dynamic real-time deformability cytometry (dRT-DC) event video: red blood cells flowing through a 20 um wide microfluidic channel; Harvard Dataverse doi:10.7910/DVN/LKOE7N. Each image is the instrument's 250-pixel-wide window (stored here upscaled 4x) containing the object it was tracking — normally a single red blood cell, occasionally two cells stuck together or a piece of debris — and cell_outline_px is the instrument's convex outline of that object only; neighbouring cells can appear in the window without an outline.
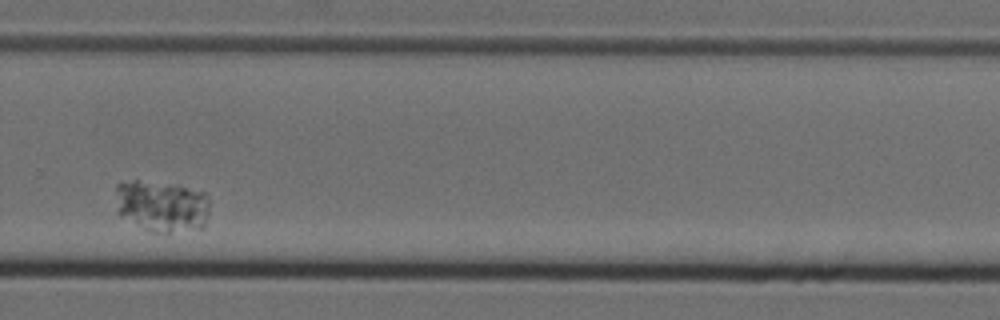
{"species": "Egyptian fruit bat (a non-hibernating species)", "species_latin": "Rousettus aegyptiacus", "temperature_condition": "cold", "stored_images_in_passage": 13, "camera_frame_rate_fps": 3000, "um_per_image_px": 0.085, "animal": {"sex": "female"}, "frame": {"image": 1, "passage_image": 10, "time_ms": 3.0, "image_size_px": [1000, 320], "cell_outline_px": [[208, 216], [204, 228], [168, 232], [152, 232], [120, 216], [116, 212], [116, 184], [132, 180], [136, 180], [168, 184], [204, 192], [208, 196]], "centroid_in_image_um": [13.74, 17.52], "position_along_channel_um": 316.1, "area_um2": 28.21}}